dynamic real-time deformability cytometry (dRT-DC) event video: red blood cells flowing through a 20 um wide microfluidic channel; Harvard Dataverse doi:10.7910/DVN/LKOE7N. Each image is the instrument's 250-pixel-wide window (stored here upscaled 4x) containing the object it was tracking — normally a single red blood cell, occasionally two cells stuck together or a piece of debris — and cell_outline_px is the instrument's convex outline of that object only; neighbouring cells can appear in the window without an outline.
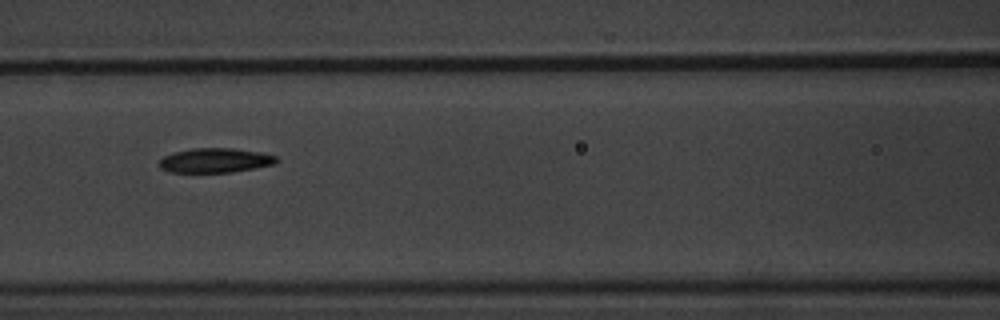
{"species": "common noctule bat (a hibernating species)", "species_latin": "Nyctalus noctula", "temperature_condition": "warm", "stored_images_in_passage": 5, "camera_frame_rate_fps": 3000, "um_per_image_px": 0.085, "animal": {"sex": "male", "body_mass_g": 20.1, "forearm_length_mm": 53.5}, "frame": {"image": 1, "passage_image": 3, "time_ms": 2.333, "image_size_px": [1000, 320], "cell_outline_px": [[280, 160], [276, 164], [256, 168], [232, 172], [168, 172], [160, 168], [160, 160], [164, 156], [176, 152], [192, 148], [232, 148], [260, 152], [276, 156]], "centroid_in_image_um": [18.34, 13.64], "position_along_channel_um": 148.3, "area_um2": 16.76}}
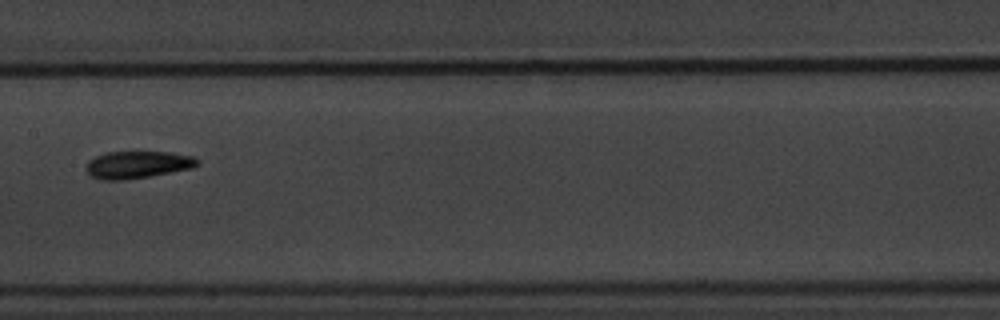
{"frame": {"image": 2, "passage_image": 4, "time_ms": 3.667, "image_size_px": [1000, 320], "cell_outline_px": [[200, 164], [192, 168], [148, 176], [124, 180], [100, 180], [92, 176], [84, 168], [88, 160], [96, 156], [108, 152], [168, 152], [196, 156], [200, 160]], "centroid_in_image_um": [11.7, 13.99], "position_along_channel_um": 195.7, "area_um2": 17.74}}